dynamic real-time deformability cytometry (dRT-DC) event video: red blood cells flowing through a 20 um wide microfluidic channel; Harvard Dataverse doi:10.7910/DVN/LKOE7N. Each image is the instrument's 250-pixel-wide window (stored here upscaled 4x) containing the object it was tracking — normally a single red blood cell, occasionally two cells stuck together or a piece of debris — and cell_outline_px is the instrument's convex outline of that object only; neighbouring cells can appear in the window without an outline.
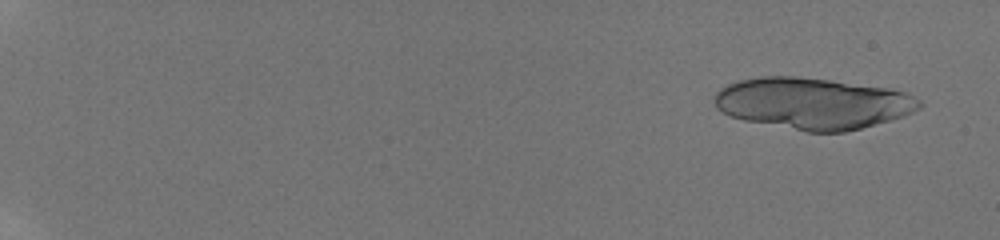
{"species": "human", "species_latin": "Homo sapiens", "temperature_condition": "room temperature", "stored_images_in_passage": 20, "camera_frame_rate_fps": 3000, "um_per_image_px": 0.085, "donor": {"sex": "male"}, "frame": {"image": 1, "passage_image": 2, "time_ms": 0.667, "image_size_px": [1000, 240], "cell_outline_px": [[924, 104], [920, 108], [904, 116], [860, 128], [844, 132], [808, 132], [744, 120], [732, 116], [716, 108], [716, 92], [720, 88], [728, 84], [740, 80], [760, 76], [796, 76], [892, 88], [904, 92], [920, 100]], "centroid_in_image_um": [69.11, 8.78], "position_along_channel_um": 15.9, "area_um2": 61.15}}
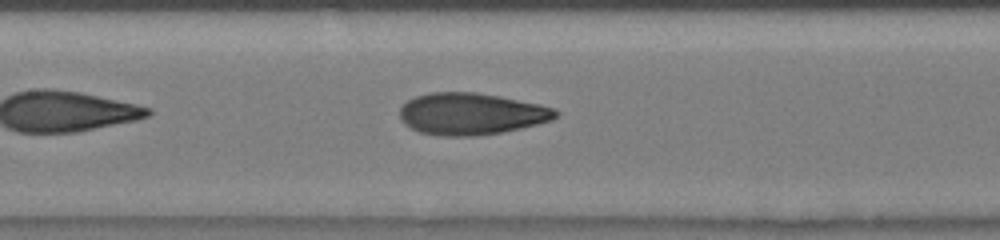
{"frame": {"image": 2, "passage_image": 16, "time_ms": 10.0, "image_size_px": [1000, 240], "cell_outline_px": [[560, 116], [552, 120], [520, 128], [500, 132], [476, 136], [440, 136], [420, 132], [404, 124], [400, 120], [400, 108], [408, 100], [416, 96], [428, 92], [476, 92], [500, 96], [540, 104], [552, 108], [560, 112]], "centroid_in_image_um": [40.05, 9.67], "position_along_channel_um": 167.4, "area_um2": 38.09}}
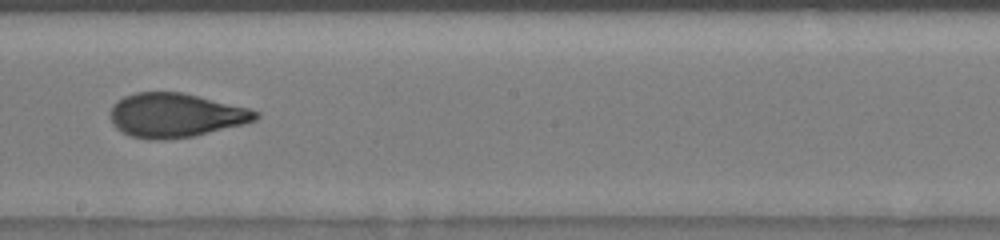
{"frame": {"image": 3, "passage_image": 19, "time_ms": 11.667, "image_size_px": [1000, 240], "cell_outline_px": [[260, 116], [256, 120], [244, 124], [192, 136], [164, 140], [148, 140], [132, 136], [116, 128], [112, 124], [112, 104], [124, 96], [136, 92], [184, 92], [248, 108], [260, 112]], "centroid_in_image_um": [14.93, 9.79], "position_along_channel_um": 233.3, "area_um2": 37.28}}